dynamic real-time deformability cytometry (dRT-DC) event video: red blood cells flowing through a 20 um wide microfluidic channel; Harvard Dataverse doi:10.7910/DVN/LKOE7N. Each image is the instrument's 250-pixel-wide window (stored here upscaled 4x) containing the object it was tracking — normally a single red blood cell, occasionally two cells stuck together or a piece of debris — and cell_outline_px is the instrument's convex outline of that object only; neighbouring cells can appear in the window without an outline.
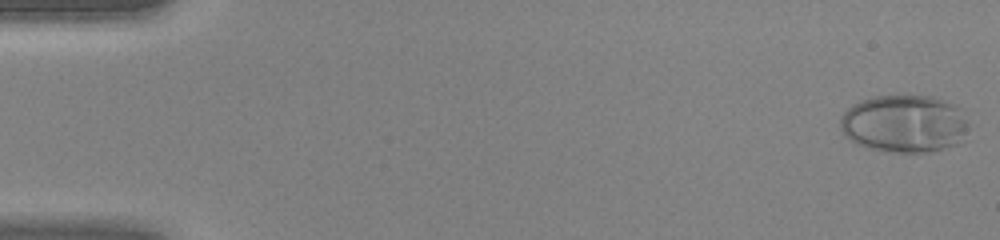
{"species": "human", "species_latin": "Homo sapiens", "temperature_condition": "warm", "stored_images_in_passage": 45, "camera_frame_rate_fps": 3000, "um_per_image_px": 0.085, "donor": {"sex": "female"}, "frame": {"image": 1, "passage_image": 1, "time_ms": 0.0, "image_size_px": [1000, 240], "cell_outline_px": [[968, 124], [964, 140], [956, 144], [924, 152], [896, 152], [868, 148], [856, 144], [840, 128], [840, 120], [844, 112], [852, 104], [860, 100], [876, 96], [932, 96], [956, 104], [960, 108], [968, 120]], "centroid_in_image_um": [76.89, 10.5], "position_along_channel_um": 8.1, "area_um2": 43.06}}
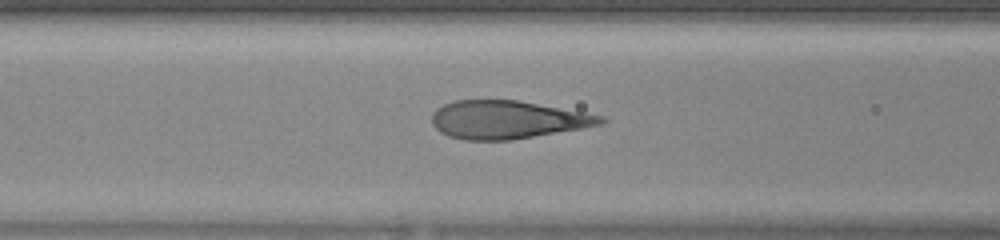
{"frame": {"image": 2, "passage_image": 19, "time_ms": 6.0, "image_size_px": [1000, 240], "cell_outline_px": [[608, 120], [604, 124], [512, 140], [464, 140], [448, 136], [440, 132], [432, 124], [432, 112], [436, 108], [444, 104], [456, 100], [516, 100], [604, 116]], "centroid_in_image_um": [43.09, 10.18], "position_along_channel_um": 123.5, "area_um2": 37.34}}
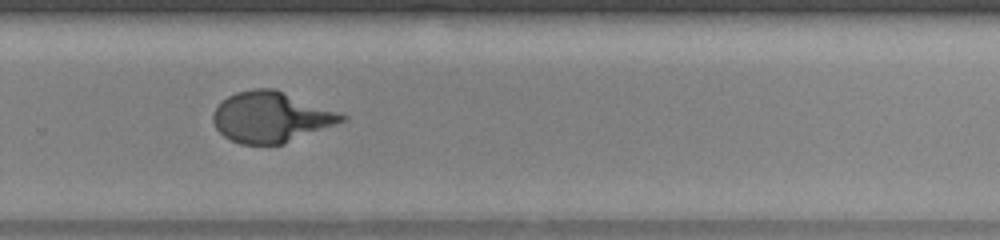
{"frame": {"image": 3, "passage_image": 31, "time_ms": 10.0, "image_size_px": [1000, 240], "cell_outline_px": [[348, 120], [284, 144], [240, 144], [224, 136], [216, 128], [212, 120], [212, 112], [220, 100], [236, 92], [252, 88], [272, 88], [348, 116]], "centroid_in_image_um": [23.0, 9.96], "position_along_channel_um": 306.8, "area_um2": 37.86}}